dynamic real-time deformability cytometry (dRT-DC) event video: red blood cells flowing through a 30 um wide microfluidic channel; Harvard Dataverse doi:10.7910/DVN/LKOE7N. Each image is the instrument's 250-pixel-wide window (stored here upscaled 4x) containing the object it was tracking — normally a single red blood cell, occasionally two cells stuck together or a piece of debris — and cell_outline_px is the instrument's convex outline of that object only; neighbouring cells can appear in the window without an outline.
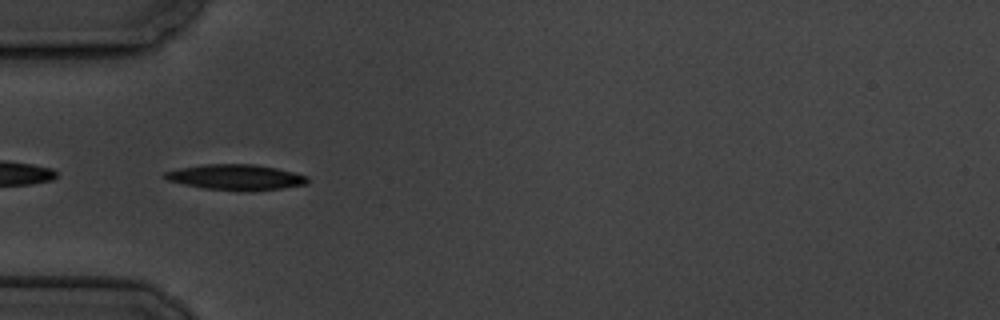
{"species": "common noctule bat (a hibernating species)", "species_latin": "Nyctalus noctula", "temperature_condition": "cold", "stored_images_in_passage": 10, "camera_frame_rate_fps": 3000, "um_per_image_px": 0.085, "animal": {"sex": "male", "body_mass_g": 19.5, "forearm_length_mm": 54.6}, "frame": {"image": 1, "passage_image": 6, "time_ms": 5.667, "image_size_px": [1000, 320], "cell_outline_px": [[308, 184], [280, 188], [204, 188], [184, 184], [168, 180], [164, 176], [164, 172], [180, 168], [204, 164], [252, 164], [276, 168], [308, 176]], "centroid_in_image_um": [20.03, 15.01], "position_along_channel_um": 65.0, "area_um2": 20.06}}
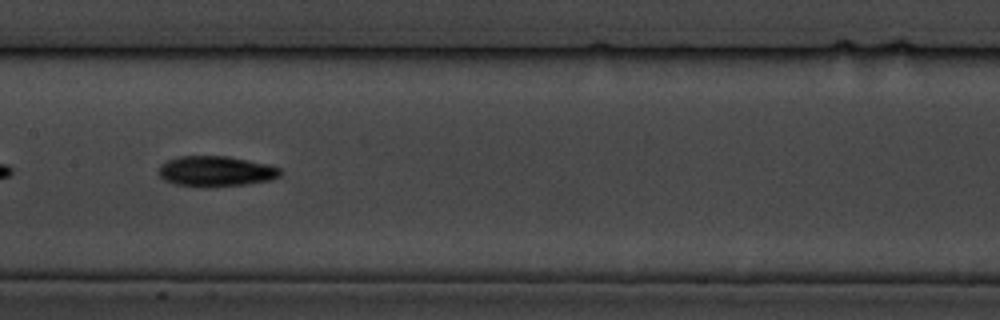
{"frame": {"image": 2, "passage_image": 9, "time_ms": 9.333, "image_size_px": [1000, 320], "cell_outline_px": [[284, 172], [280, 176], [272, 180], [244, 184], [208, 188], [200, 188], [176, 184], [164, 180], [160, 176], [160, 164], [168, 160], [180, 156], [228, 156], [264, 164], [280, 168]], "centroid_in_image_um": [18.35, 14.58], "position_along_channel_um": 189.1, "area_um2": 21.68}}
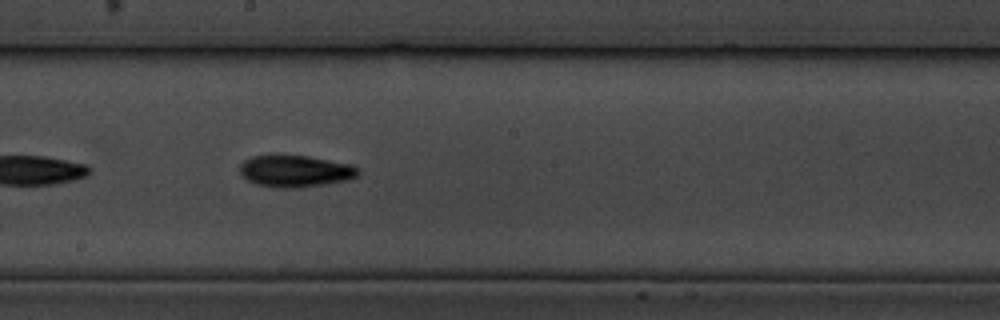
{"frame": {"image": 3, "passage_image": 10, "time_ms": 10.333, "image_size_px": [1000, 320], "cell_outline_px": [[360, 176], [348, 180], [300, 188], [276, 188], [256, 184], [248, 180], [240, 172], [240, 164], [244, 160], [252, 156], [276, 152], [308, 156], [352, 164], [360, 168]], "centroid_in_image_um": [25.11, 14.51], "position_along_channel_um": 223.1, "area_um2": 22.83}}